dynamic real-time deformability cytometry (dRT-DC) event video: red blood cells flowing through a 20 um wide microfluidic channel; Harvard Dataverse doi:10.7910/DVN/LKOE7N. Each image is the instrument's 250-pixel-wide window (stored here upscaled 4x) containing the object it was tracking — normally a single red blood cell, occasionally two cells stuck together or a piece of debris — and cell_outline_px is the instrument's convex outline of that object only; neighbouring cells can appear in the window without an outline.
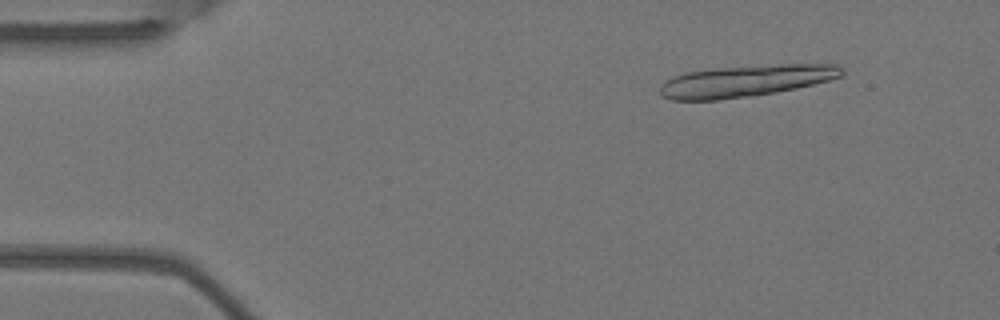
{"species": "Egyptian fruit bat (a non-hibernating species)", "species_latin": "Rousettus aegyptiacus", "temperature_condition": "warm", "stored_images_in_passage": 5, "segment_of_instrument_passage": [1, 2], "camera_frame_rate_fps": 3000, "um_per_image_px": 0.085, "animal": {"sex": "female"}, "frame": {"image": 1, "passage_image": 2, "time_ms": 0.333, "image_size_px": [1000, 320], "cell_outline_px": [[844, 72], [840, 76], [828, 80], [796, 88], [776, 92], [752, 96], [720, 100], [672, 100], [664, 96], [660, 92], [660, 84], [664, 80], [688, 72], [716, 68], [780, 64], [840, 64], [844, 68]], "centroid_in_image_um": [63.4, 6.88], "position_along_channel_um": 21.6, "area_um2": 33.47}}